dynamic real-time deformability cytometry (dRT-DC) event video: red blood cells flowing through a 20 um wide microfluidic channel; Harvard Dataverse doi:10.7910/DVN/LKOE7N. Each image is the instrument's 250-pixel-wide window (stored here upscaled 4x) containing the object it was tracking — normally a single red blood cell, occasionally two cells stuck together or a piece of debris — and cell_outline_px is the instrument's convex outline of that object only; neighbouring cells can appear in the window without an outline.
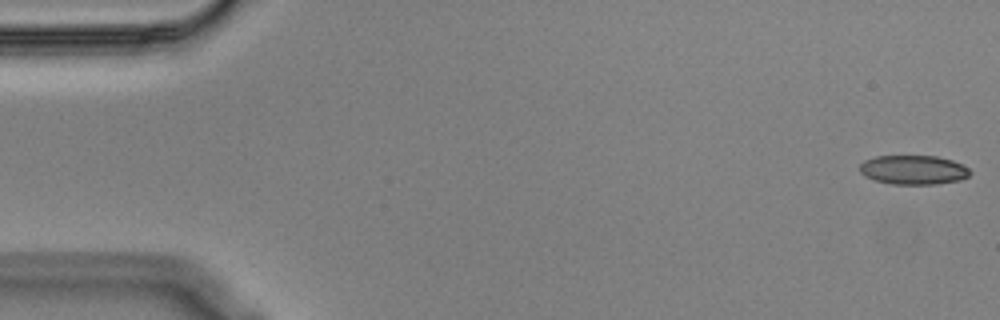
{"species": "Egyptian fruit bat (a non-hibernating species)", "species_latin": "Rousettus aegyptiacus", "temperature_condition": "cold", "stored_images_in_passage": 56, "camera_frame_rate_fps": 3000, "um_per_image_px": 0.085, "animal": {"sex": "male"}, "frame": {"image": 1, "passage_image": 1, "time_ms": 0.0, "image_size_px": [1000, 320], "cell_outline_px": [[972, 172], [968, 176], [960, 180], [936, 184], [892, 184], [876, 180], [864, 176], [860, 172], [860, 164], [864, 160], [876, 156], [936, 156], [952, 160], [968, 168]], "centroid_in_image_um": [77.63, 14.44], "position_along_channel_um": 7.4, "area_um2": 18.73}}
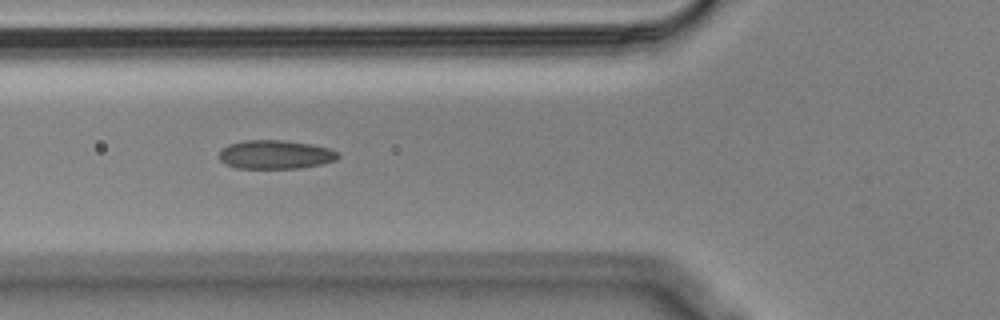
{"frame": {"image": 2, "passage_image": 20, "time_ms": 6.333, "image_size_px": [1000, 320], "cell_outline_px": [[340, 156], [336, 160], [320, 164], [300, 168], [236, 168], [224, 164], [220, 160], [220, 148], [228, 144], [244, 140], [284, 140], [312, 144], [328, 148], [336, 152]], "centroid_in_image_um": [23.37, 13.13], "position_along_channel_um": 102.4, "area_um2": 20.0}}
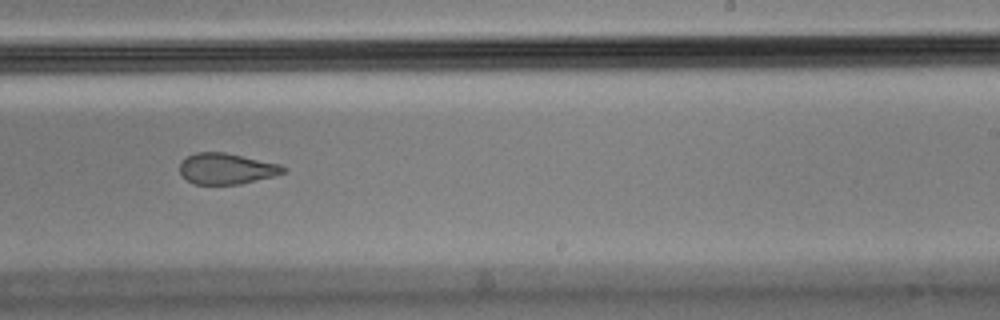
{"frame": {"image": 3, "passage_image": 34, "time_ms": 11.0, "image_size_px": [1000, 320], "cell_outline_px": [[288, 172], [240, 184], [192, 184], [180, 172], [180, 160], [196, 152], [224, 152], [280, 164], [288, 168]], "centroid_in_image_um": [19.26, 14.33], "position_along_channel_um": 269.7, "area_um2": 18.67}, "authors_computed_cell_mechanics": {"area_um2": 20.2589, "velocity_mm_per_s": 3.5787, "shape_relaxation_time_tau1_ms": null, "shape_relaxation_time_tau2_ms": 1.7236, "deformation_change_tau1": null, "deformation_change_tau2": 0.0661}}